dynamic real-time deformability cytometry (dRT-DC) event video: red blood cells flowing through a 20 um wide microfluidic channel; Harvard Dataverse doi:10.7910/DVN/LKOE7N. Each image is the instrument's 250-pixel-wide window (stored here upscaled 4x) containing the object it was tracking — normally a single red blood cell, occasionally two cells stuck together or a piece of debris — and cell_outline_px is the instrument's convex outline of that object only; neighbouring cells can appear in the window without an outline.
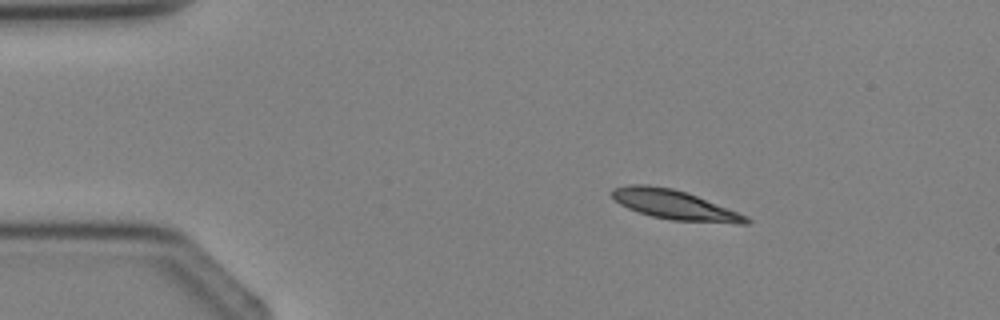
{"species": "Egyptian fruit bat (a non-hibernating species)", "species_latin": "Rousettus aegyptiacus", "temperature_condition": "cold", "stored_images_in_passage": 2, "camera_frame_rate_fps": 3000, "um_per_image_px": 0.085, "animal": {"sex": "female"}, "frame": {"image": 1, "passage_image": 1, "time_ms": 0.0, "image_size_px": [1000, 320], "cell_outline_px": [[752, 220], [748, 224], [736, 224], [672, 220], [652, 216], [628, 208], [620, 204], [612, 196], [612, 188], [628, 184], [648, 184], [672, 188], [688, 192], [748, 216]], "centroid_in_image_um": [57.37, 17.41], "position_along_channel_um": 27.6, "area_um2": 23.18}}